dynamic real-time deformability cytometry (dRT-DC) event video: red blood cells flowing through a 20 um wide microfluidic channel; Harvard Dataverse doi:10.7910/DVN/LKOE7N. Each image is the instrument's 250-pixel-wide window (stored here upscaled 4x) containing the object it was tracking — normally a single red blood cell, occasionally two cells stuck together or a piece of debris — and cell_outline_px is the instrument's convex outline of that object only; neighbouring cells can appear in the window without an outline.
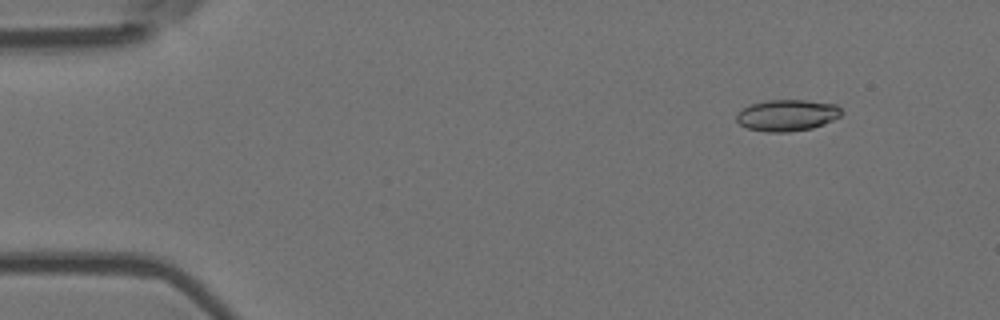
{"species": "Egyptian fruit bat (a non-hibernating species)", "species_latin": "Rousettus aegyptiacus", "temperature_condition": "room temperature", "stored_images_in_passage": 11, "camera_frame_rate_fps": 3000, "um_per_image_px": 0.085, "animal": {"sex": "female"}, "frame": {"image": 1, "passage_image": 6, "time_ms": 1.667, "image_size_px": [1000, 320], "cell_outline_px": [[844, 112], [840, 116], [824, 124], [812, 128], [788, 132], [768, 132], [748, 128], [740, 124], [736, 120], [736, 112], [752, 104], [768, 100], [804, 100], [836, 104]], "centroid_in_image_um": [66.91, 9.8], "position_along_channel_um": 18.1, "area_um2": 19.19}}